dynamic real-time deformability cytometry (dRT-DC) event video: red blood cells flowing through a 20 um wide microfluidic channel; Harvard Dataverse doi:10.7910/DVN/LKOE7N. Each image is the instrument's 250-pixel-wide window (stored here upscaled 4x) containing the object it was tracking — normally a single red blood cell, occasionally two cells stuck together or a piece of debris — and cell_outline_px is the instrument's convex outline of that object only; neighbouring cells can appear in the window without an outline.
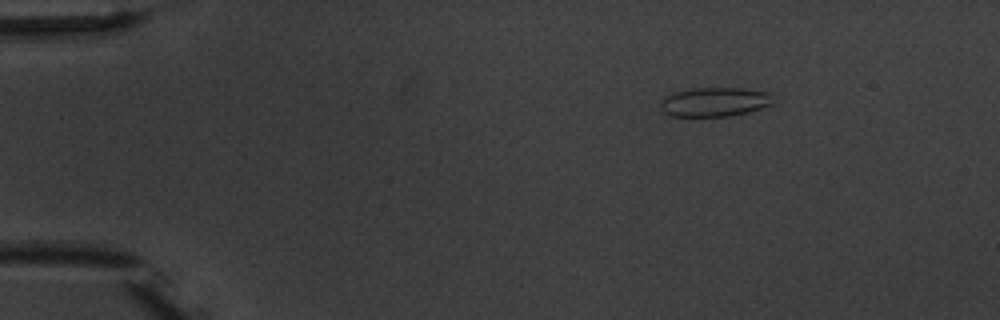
{"species": "common noctule bat (a hibernating species)", "species_latin": "Nyctalus noctula", "temperature_condition": "warm", "stored_images_in_passage": 4, "camera_frame_rate_fps": 3000, "um_per_image_px": 0.085, "animal": {"sex": "male", "body_mass_g": 20.1, "forearm_length_mm": 53.5}, "frame": {"image": 1, "passage_image": 1, "time_ms": 0.0, "image_size_px": [1000, 320], "cell_outline_px": [[772, 104], [748, 112], [728, 116], [668, 116], [660, 108], [660, 104], [668, 96], [676, 92], [696, 88], [740, 88], [768, 92]], "centroid_in_image_um": [60.72, 8.67], "position_along_channel_um": 24.3, "area_um2": 18.73}}